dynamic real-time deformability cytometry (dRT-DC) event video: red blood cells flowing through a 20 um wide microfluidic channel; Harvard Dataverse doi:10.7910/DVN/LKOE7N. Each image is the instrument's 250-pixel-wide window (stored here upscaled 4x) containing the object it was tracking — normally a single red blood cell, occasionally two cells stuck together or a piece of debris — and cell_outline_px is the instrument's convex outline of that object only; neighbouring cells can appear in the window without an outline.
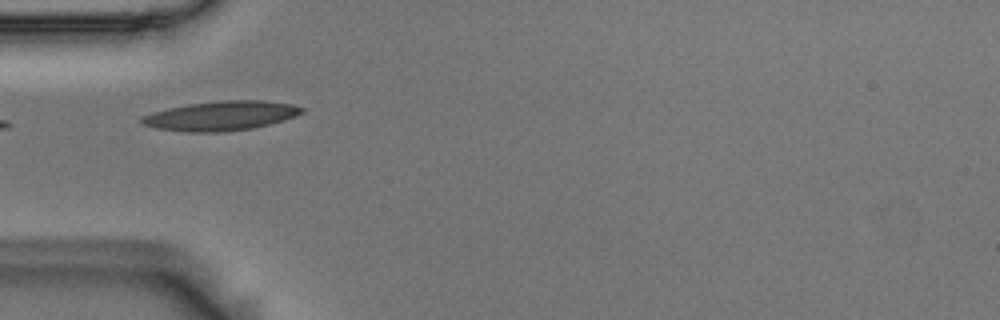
{"species": "Egyptian fruit bat (a non-hibernating species)", "species_latin": "Rousettus aegyptiacus", "temperature_condition": "room temperature", "stored_images_in_passage": 2, "camera_frame_rate_fps": 3000, "um_per_image_px": 0.085, "animal": {"sex": "male"}, "frame": {"image": 1, "passage_image": 1, "time_ms": 0.0, "image_size_px": [1000, 320], "cell_outline_px": [[308, 108], [304, 112], [296, 116], [284, 120], [252, 128], [224, 132], [188, 132], [156, 128], [140, 124], [140, 116], [152, 112], [168, 108], [188, 104], [220, 100], [264, 100], [292, 104]], "centroid_in_image_um": [18.79, 9.83], "position_along_channel_um": 66.2, "area_um2": 27.74}}
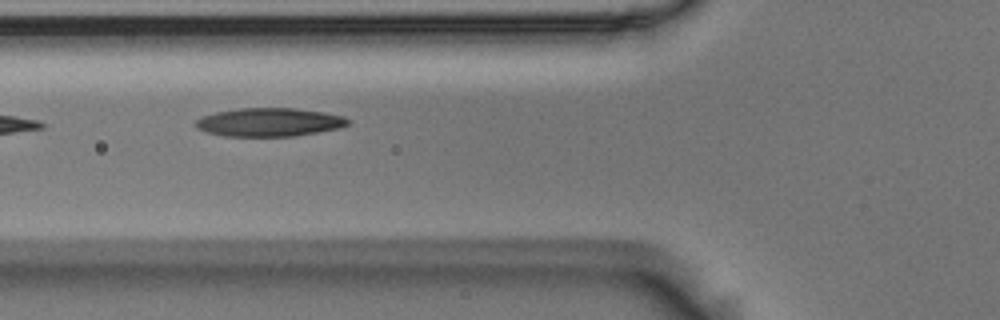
{"frame": {"image": 2, "passage_image": 2, "time_ms": 0.333, "image_size_px": [1000, 320], "cell_outline_px": [[348, 124], [340, 128], [292, 136], [224, 136], [208, 132], [196, 128], [196, 120], [204, 116], [216, 112], [240, 108], [296, 108], [324, 112], [344, 116], [348, 120]], "centroid_in_image_um": [22.9, 10.38], "position_along_channel_um": 102.9, "area_um2": 25.03}}